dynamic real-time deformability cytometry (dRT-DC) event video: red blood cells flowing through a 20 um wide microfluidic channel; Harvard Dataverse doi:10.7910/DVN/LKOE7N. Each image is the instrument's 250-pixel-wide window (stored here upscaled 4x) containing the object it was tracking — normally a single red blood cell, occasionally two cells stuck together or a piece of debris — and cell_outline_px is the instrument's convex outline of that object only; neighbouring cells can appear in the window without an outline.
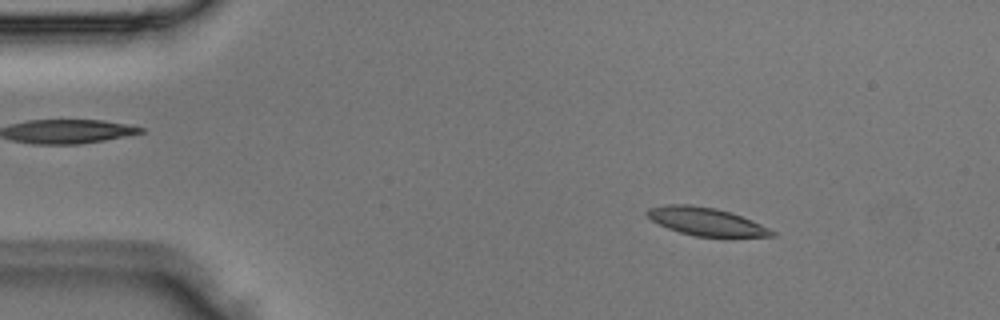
{"species": "Egyptian fruit bat (a non-hibernating species)", "species_latin": "Rousettus aegyptiacus", "temperature_condition": "room temperature", "stored_images_in_passage": 3, "camera_frame_rate_fps": 3000, "um_per_image_px": 0.085, "animal": {"sex": "male"}, "frame": {"image": 1, "passage_image": 1, "time_ms": 0.0, "image_size_px": [1000, 320], "cell_outline_px": [[776, 236], [696, 236], [680, 232], [668, 228], [652, 220], [644, 212], [648, 208], [664, 204], [692, 204], [716, 208], [732, 212], [752, 220], [776, 232]], "centroid_in_image_um": [59.99, 18.8], "position_along_channel_um": 25.0, "area_um2": 20.23}}